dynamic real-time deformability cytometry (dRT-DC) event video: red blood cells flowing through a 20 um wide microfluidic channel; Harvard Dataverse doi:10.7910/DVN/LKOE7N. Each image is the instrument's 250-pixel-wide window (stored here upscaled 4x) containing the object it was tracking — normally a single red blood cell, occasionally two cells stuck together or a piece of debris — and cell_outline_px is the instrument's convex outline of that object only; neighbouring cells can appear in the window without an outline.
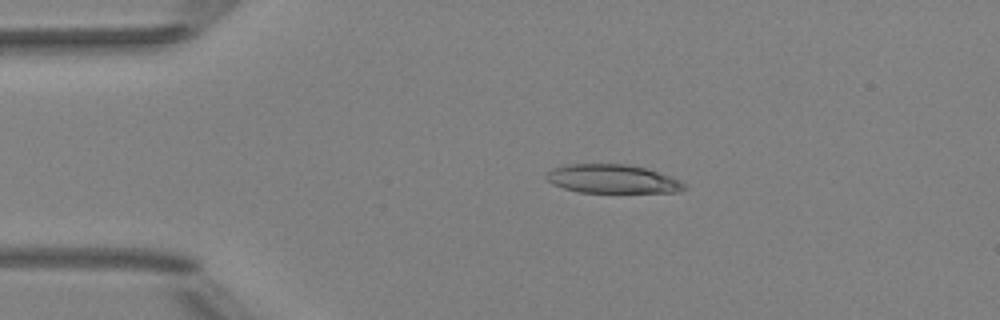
{"species": "Egyptian fruit bat (a non-hibernating species)", "species_latin": "Rousettus aegyptiacus", "temperature_condition": "room temperature", "stored_images_in_passage": 3, "camera_frame_rate_fps": 3000, "um_per_image_px": 0.085, "animal": {"sex": "female"}, "frame": {"image": 1, "passage_image": 2, "time_ms": 0.333, "image_size_px": [1000, 320], "cell_outline_px": [[684, 188], [680, 192], [580, 192], [564, 188], [552, 184], [548, 180], [548, 172], [552, 168], [564, 164], [628, 164], [648, 168], [680, 180], [684, 184]], "centroid_in_image_um": [52.06, 15.2], "position_along_channel_um": 32.9, "area_um2": 22.95}}